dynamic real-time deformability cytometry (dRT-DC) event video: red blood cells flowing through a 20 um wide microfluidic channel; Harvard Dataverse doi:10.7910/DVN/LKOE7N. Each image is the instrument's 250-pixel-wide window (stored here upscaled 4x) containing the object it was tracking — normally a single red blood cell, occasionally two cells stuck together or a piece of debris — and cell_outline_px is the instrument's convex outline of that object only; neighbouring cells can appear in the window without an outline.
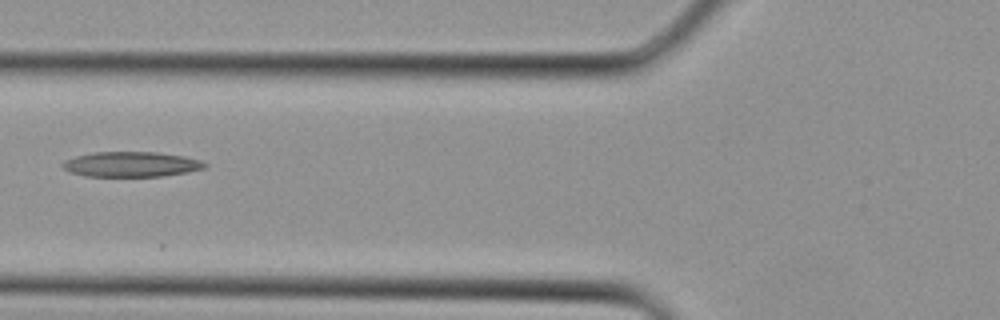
{"species": "Egyptian fruit bat (a non-hibernating species)", "species_latin": "Rousettus aegyptiacus", "temperature_condition": "cold", "stored_images_in_passage": 3, "camera_frame_rate_fps": 3000, "um_per_image_px": 0.085, "animal": {"sex": "female"}, "frame": {"image": 1, "passage_image": 3, "time_ms": 0.667, "image_size_px": [1000, 320], "cell_outline_px": [[208, 164], [204, 168], [188, 172], [164, 176], [84, 176], [72, 172], [64, 168], [60, 164], [64, 160], [76, 156], [96, 152], [156, 152], [184, 156], [200, 160]], "centroid_in_image_um": [11.16, 13.96], "position_along_channel_um": 114.6, "area_um2": 20.75}}